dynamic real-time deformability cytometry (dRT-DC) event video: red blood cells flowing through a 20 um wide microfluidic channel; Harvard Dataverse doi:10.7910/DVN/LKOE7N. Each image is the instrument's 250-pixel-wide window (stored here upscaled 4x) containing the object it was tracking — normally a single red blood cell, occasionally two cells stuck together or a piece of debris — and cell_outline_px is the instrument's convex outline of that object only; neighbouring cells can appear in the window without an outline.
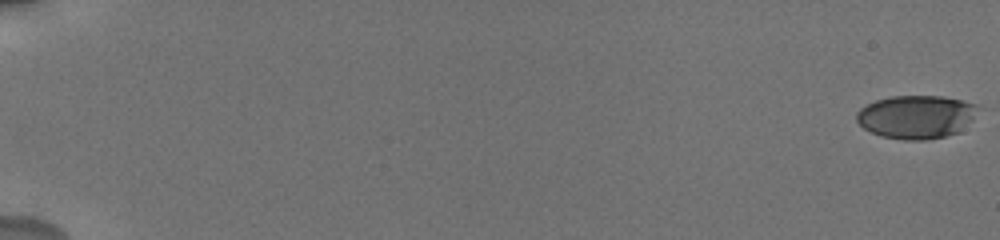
{"species": "human", "species_latin": "Homo sapiens", "temperature_condition": "cold", "stored_images_in_passage": 24, "camera_frame_rate_fps": 3000, "um_per_image_px": 0.085, "donor": {"sex": "male"}, "frame": {"image": 1, "passage_image": 1, "time_ms": 0.0, "image_size_px": [1000, 240], "cell_outline_px": [[976, 104], [972, 120], [960, 132], [928, 140], [904, 140], [880, 136], [864, 128], [856, 120], [856, 112], [860, 108], [876, 100], [892, 96], [944, 96]], "centroid_in_image_um": [77.85, 9.94], "position_along_channel_um": 7.2, "area_um2": 30.52}}
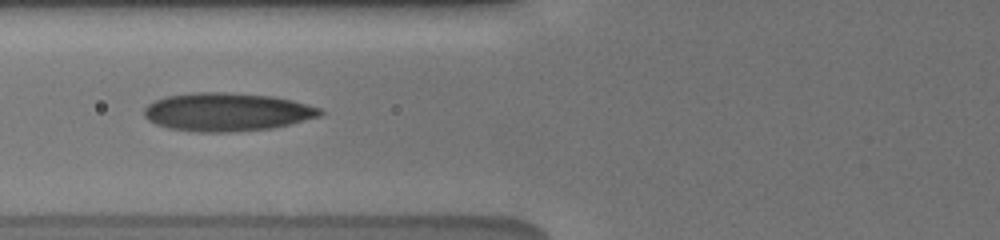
{"frame": {"image": 2, "passage_image": 17, "time_ms": 8.333, "image_size_px": [1000, 240], "cell_outline_px": [[324, 112], [320, 116], [272, 128], [228, 132], [200, 132], [168, 128], [156, 124], [148, 120], [144, 116], [144, 108], [148, 104], [156, 100], [168, 96], [196, 92], [228, 92], [272, 96], [292, 100], [308, 104], [320, 108]], "centroid_in_image_um": [19.28, 9.51], "position_along_channel_um": 106.5, "area_um2": 39.13}}
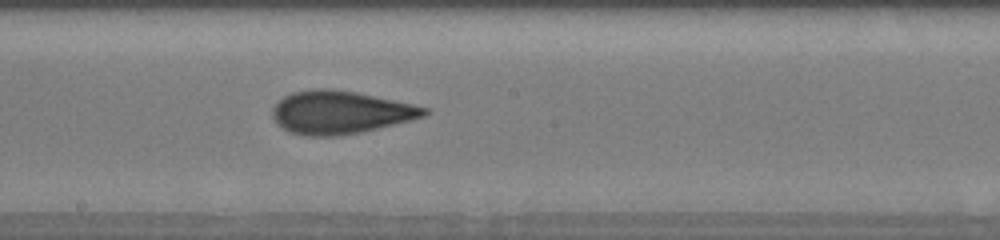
{"frame": {"image": 3, "passage_image": 24, "time_ms": 11.333, "image_size_px": [1000, 240], "cell_outline_px": [[432, 112], [424, 116], [360, 132], [340, 136], [304, 136], [288, 132], [276, 124], [272, 116], [272, 108], [284, 96], [292, 92], [312, 88], [332, 88], [356, 92], [412, 104], [428, 108]], "centroid_in_image_um": [28.86, 9.55], "position_along_channel_um": 219.3, "area_um2": 38.03}}